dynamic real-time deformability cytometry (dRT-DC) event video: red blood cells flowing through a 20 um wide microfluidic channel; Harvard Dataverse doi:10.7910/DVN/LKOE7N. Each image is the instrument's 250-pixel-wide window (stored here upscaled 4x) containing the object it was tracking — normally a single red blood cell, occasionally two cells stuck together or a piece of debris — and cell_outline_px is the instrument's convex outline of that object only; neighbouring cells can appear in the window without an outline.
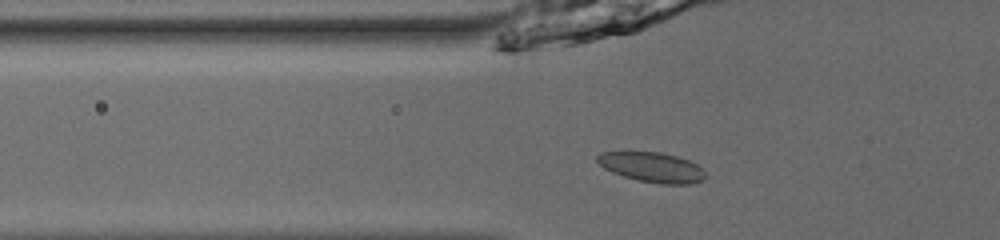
{"species": "common noctule bat (a hibernating species)", "species_latin": "Nyctalus noctula", "temperature_condition": "room temperature", "stored_images_in_passage": 53, "camera_frame_rate_fps": 3000, "um_per_image_px": 0.085, "animal": {"sex": "male", "body_mass_g": 13.0, "forearm_length_mm": 53.1}, "frame": {"image": 1, "passage_image": 20, "time_ms": 6.333, "image_size_px": [1000, 240], "cell_outline_px": [[704, 180], [692, 184], [660, 184], [640, 180], [624, 176], [612, 172], [604, 168], [596, 160], [596, 156], [600, 152], [660, 152], [676, 156], [688, 160], [696, 164], [704, 172]], "centroid_in_image_um": [55.41, 14.21], "position_along_channel_um": 70.4, "area_um2": 18.67}}
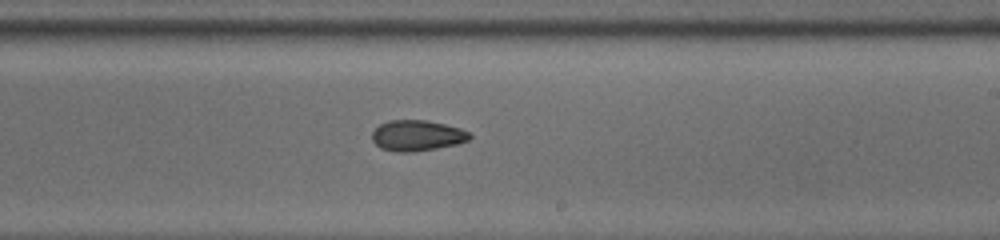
{"frame": {"image": 2, "passage_image": 34, "time_ms": 11.0, "image_size_px": [1000, 240], "cell_outline_px": [[472, 136], [468, 140], [456, 144], [436, 148], [412, 152], [396, 152], [380, 148], [372, 140], [372, 132], [380, 124], [388, 120], [428, 120], [460, 128], [468, 132]], "centroid_in_image_um": [35.43, 11.52], "position_along_channel_um": 253.6, "area_um2": 17.46}}
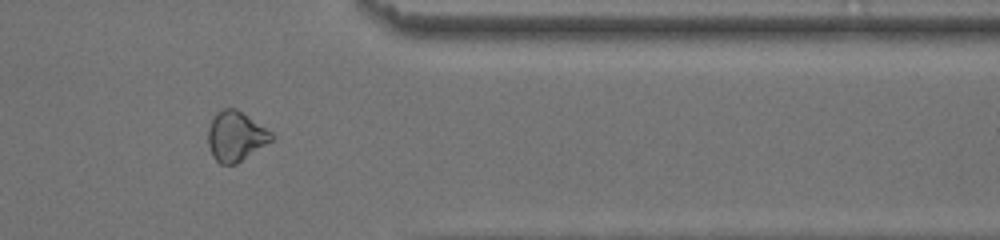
{"frame": {"image": 3, "passage_image": 45, "time_ms": 14.667, "image_size_px": [1000, 240], "cell_outline_px": [[276, 136], [272, 140], [236, 164], [220, 164], [212, 156], [208, 144], [208, 128], [216, 112], [224, 108], [236, 108], [272, 132]], "centroid_in_image_um": [20.03, 11.58], "position_along_channel_um": 391.4, "area_um2": 18.32}}